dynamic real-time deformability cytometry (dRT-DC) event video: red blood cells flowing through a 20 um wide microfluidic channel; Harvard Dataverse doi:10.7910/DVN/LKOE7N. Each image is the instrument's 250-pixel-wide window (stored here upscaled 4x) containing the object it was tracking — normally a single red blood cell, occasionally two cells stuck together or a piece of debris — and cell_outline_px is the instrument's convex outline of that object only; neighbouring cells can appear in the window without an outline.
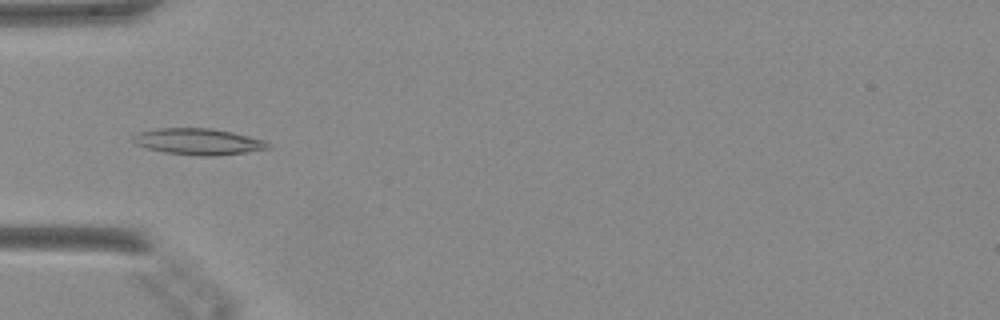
{"species": "Egyptian fruit bat (a non-hibernating species)", "species_latin": "Rousettus aegyptiacus", "temperature_condition": "warm", "stored_images_in_passage": 37, "camera_frame_rate_fps": 3000, "um_per_image_px": 0.085, "animal": {"sex": "female"}, "frame": {"image": 1, "passage_image": 6, "time_ms": 1.667, "image_size_px": [1000, 320], "cell_outline_px": [[272, 144], [268, 148], [244, 152], [216, 156], [200, 156], [164, 152], [148, 148], [136, 144], [132, 140], [132, 136], [140, 132], [156, 128], [212, 128], [232, 132], [264, 140]], "centroid_in_image_um": [16.84, 12.03], "position_along_channel_um": 68.2, "area_um2": 20.58}}
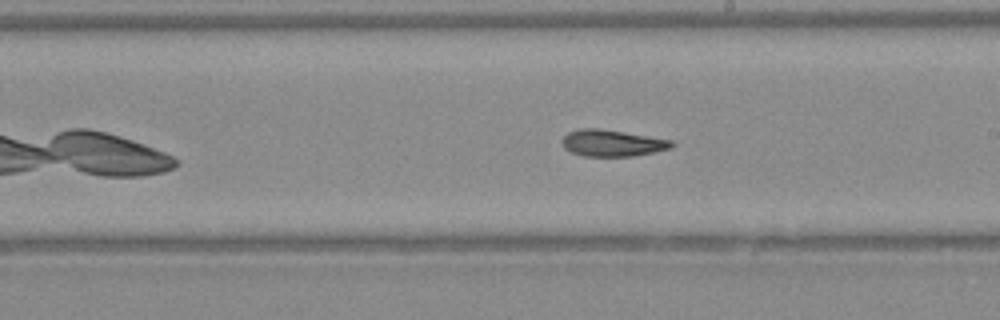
{"frame": {"image": 2, "passage_image": 18, "time_ms": 5.667, "image_size_px": [1000, 320], "cell_outline_px": [[676, 144], [672, 148], [632, 156], [584, 156], [572, 152], [564, 148], [564, 136], [568, 132], [580, 128], [596, 128], [672, 140]], "centroid_in_image_um": [52.05, 12.16], "position_along_channel_um": 236.9, "area_um2": 16.65}}
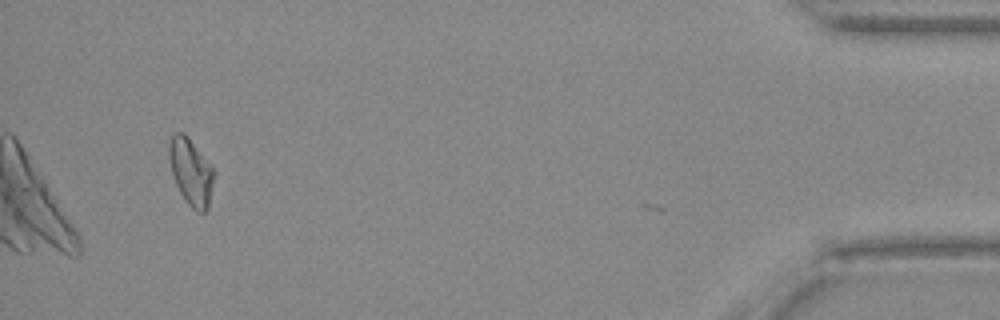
{"frame": {"image": 3, "passage_image": 36, "time_ms": 11.667, "image_size_px": [1000, 320], "cell_outline_px": [[216, 172], [208, 208], [204, 212], [196, 212], [188, 204], [180, 192], [176, 184], [172, 172], [168, 156], [168, 144], [172, 136], [176, 132], [184, 132], [188, 136]], "centroid_in_image_um": [16.24, 14.6], "position_along_channel_um": 419.0, "area_um2": 17.51}}